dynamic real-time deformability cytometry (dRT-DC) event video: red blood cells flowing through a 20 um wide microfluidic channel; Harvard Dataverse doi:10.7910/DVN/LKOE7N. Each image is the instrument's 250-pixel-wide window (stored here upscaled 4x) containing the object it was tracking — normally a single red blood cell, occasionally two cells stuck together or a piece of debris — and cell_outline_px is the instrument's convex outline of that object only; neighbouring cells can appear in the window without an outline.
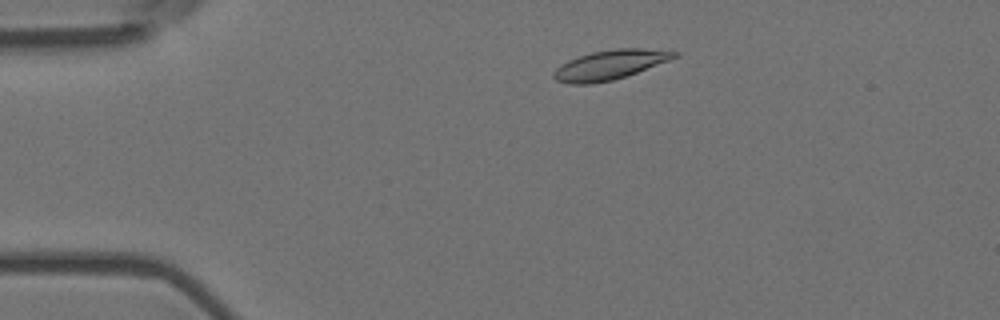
{"species": "Egyptian fruit bat (a non-hibernating species)", "species_latin": "Rousettus aegyptiacus", "temperature_condition": "room temperature", "stored_images_in_passage": 14, "camera_frame_rate_fps": 3000, "um_per_image_px": 0.085, "animal": {"sex": "female"}, "frame": {"image": 1, "passage_image": 2, "time_ms": 0.333, "image_size_px": [1000, 320], "cell_outline_px": [[680, 56], [636, 72], [612, 80], [588, 84], [568, 84], [556, 80], [552, 76], [552, 72], [560, 64], [568, 60], [592, 52], [616, 48], [640, 48], [680, 52]], "centroid_in_image_um": [51.81, 5.51], "position_along_channel_um": 33.2, "area_um2": 20.58}}
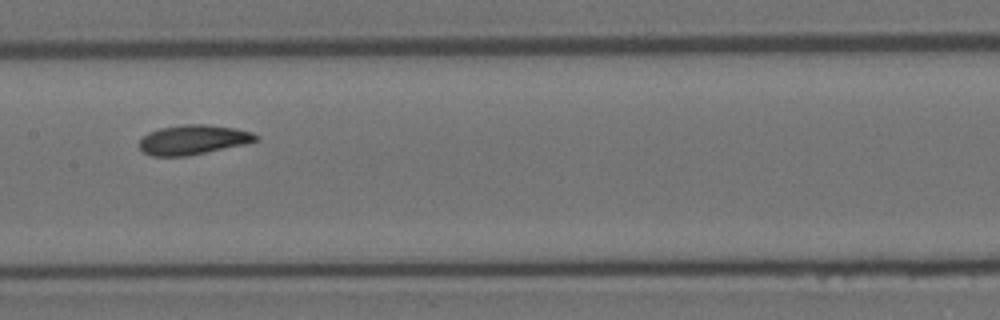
{"frame": {"image": 2, "passage_image": 7, "time_ms": 2.0, "image_size_px": [1000, 320], "cell_outline_px": [[260, 136], [256, 140], [244, 144], [188, 156], [152, 156], [144, 152], [140, 148], [140, 140], [148, 132], [160, 128], [184, 124], [204, 124], [236, 128], [252, 132]], "centroid_in_image_um": [16.42, 11.87], "position_along_channel_um": 191.0, "area_um2": 20.0}}
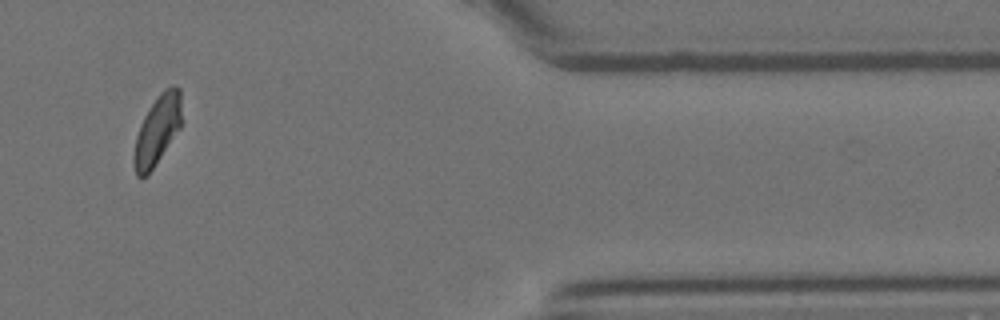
{"frame": {"image": 3, "passage_image": 12, "time_ms": 3.667, "image_size_px": [1000, 320], "cell_outline_px": [[180, 128], [148, 176], [136, 176], [132, 160], [132, 156], [136, 136], [140, 124], [144, 116], [160, 92], [164, 88], [172, 84], [176, 84], [180, 88]], "centroid_in_image_um": [13.34, 11.07], "position_along_channel_um": 398.1, "area_um2": 19.31}}